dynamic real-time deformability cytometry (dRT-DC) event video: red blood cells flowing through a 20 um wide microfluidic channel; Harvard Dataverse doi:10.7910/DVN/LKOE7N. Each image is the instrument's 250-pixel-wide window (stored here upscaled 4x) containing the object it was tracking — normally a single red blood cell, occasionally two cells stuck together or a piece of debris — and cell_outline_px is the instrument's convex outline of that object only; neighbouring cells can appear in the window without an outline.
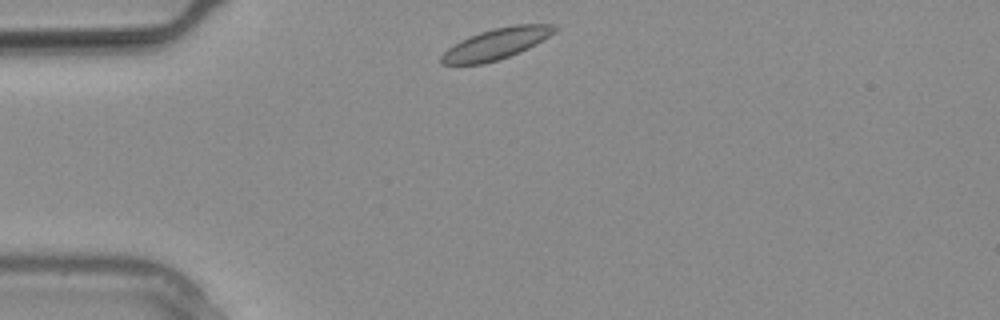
{"species": "common noctule bat (a hibernating species)", "species_latin": "Nyctalus noctula", "temperature_condition": "warm", "stored_images_in_passage": 3, "camera_frame_rate_fps": 3000, "um_per_image_px": 0.085, "animal": {"sex": "male", "body_mass_g": 20.4}, "frame": {"image": 1, "passage_image": 1, "time_ms": 0.0, "image_size_px": [1000, 320], "cell_outline_px": [[556, 28], [548, 36], [536, 44], [528, 48], [508, 56], [484, 64], [444, 64], [440, 60], [440, 56], [448, 48], [460, 40], [480, 32], [496, 28], [516, 24], [556, 24]], "centroid_in_image_um": [42.15, 3.72], "position_along_channel_um": 42.8, "area_um2": 20.0}}